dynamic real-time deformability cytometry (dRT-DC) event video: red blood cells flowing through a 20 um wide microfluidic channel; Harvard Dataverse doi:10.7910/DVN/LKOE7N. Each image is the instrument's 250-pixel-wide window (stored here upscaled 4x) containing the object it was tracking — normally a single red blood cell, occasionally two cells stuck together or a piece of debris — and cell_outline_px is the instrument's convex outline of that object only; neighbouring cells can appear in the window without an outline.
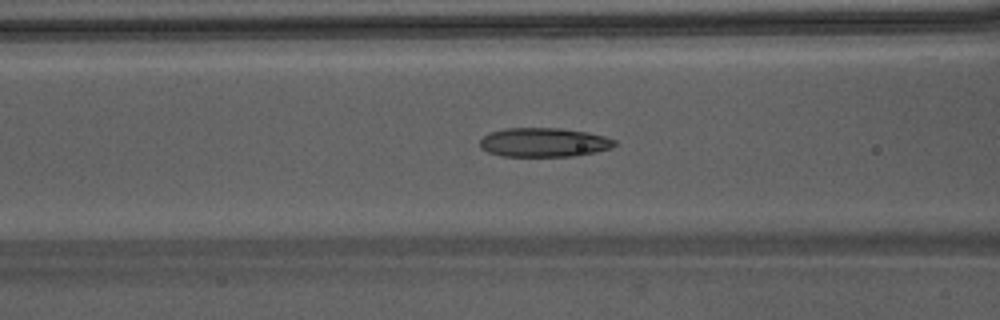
{"species": "Egyptian fruit bat (a non-hibernating species)", "species_latin": "Rousettus aegyptiacus", "temperature_condition": "warm", "stored_images_in_passage": 50, "camera_frame_rate_fps": 3000, "um_per_image_px": 0.085, "animal": {"sex": "male"}, "frame": {"image": 1, "passage_image": 22, "time_ms": 7.0, "image_size_px": [1000, 320], "cell_outline_px": [[616, 144], [612, 148], [596, 152], [576, 156], [504, 156], [488, 152], [480, 148], [480, 140], [484, 136], [492, 132], [504, 128], [560, 128], [588, 132], [604, 136], [616, 140]], "centroid_in_image_um": [46.26, 12.1], "position_along_channel_um": 120.3, "area_um2": 22.89}}
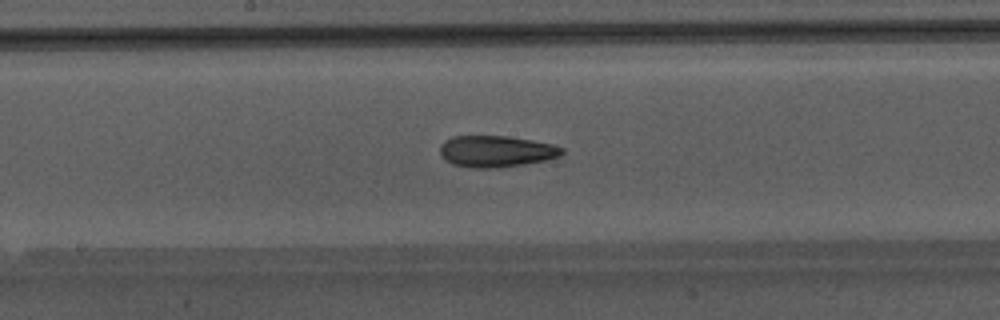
{"frame": {"image": 2, "passage_image": 28, "time_ms": 9.0, "image_size_px": [1000, 320], "cell_outline_px": [[564, 152], [560, 156], [544, 160], [524, 164], [492, 168], [472, 168], [452, 164], [440, 152], [440, 144], [444, 140], [452, 136], [508, 136], [532, 140], [552, 144], [564, 148]], "centroid_in_image_um": [42.17, 12.85], "position_along_channel_um": 206.0, "area_um2": 22.25}}
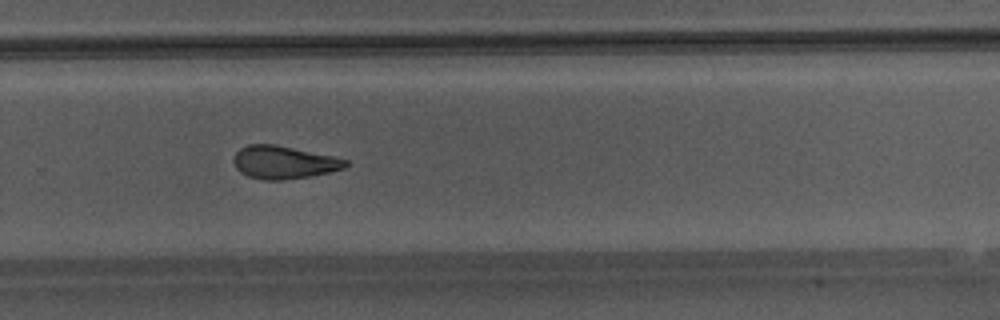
{"frame": {"image": 3, "passage_image": 35, "time_ms": 11.333, "image_size_px": [1000, 320], "cell_outline_px": [[348, 164], [344, 168], [328, 172], [308, 176], [284, 180], [264, 180], [248, 176], [240, 172], [236, 168], [232, 160], [236, 152], [240, 148], [248, 144], [276, 144], [332, 156], [348, 160]], "centroid_in_image_um": [24.08, 13.79], "position_along_channel_um": 305.7, "area_um2": 21.39}, "authors_computed_cell_mechanics": {"area_um2": 22.5131, "velocity_mm_per_s": 4.286, "shape_relaxation_time_tau1_ms": 7.5309, "shape_relaxation_time_tau2_ms": 2.4594, "deformation_change_tau1": 0.1823, "deformation_change_tau2": 0.1114}}